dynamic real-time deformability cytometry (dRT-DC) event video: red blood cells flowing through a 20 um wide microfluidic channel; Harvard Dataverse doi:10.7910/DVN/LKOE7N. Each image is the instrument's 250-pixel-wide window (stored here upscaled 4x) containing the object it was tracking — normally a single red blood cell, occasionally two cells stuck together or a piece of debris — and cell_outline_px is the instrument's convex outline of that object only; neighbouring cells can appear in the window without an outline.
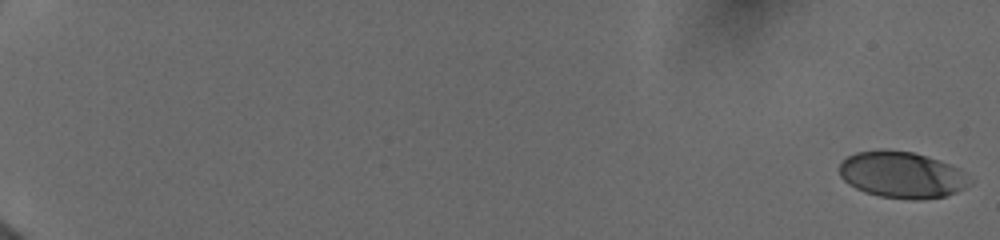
{"species": "human", "species_latin": "Homo sapiens", "temperature_condition": "cold", "stored_images_in_passage": 12, "camera_frame_rate_fps": 3000, "um_per_image_px": 0.085, "donor": {"sex": "female"}, "frame": {"image": 1, "passage_image": 1, "time_ms": 0.0, "image_size_px": [1000, 240], "cell_outline_px": [[972, 184], [956, 192], [944, 196], [880, 196], [864, 192], [848, 184], [840, 176], [840, 164], [848, 156], [856, 152], [880, 148], [884, 148], [912, 152], [948, 164], [956, 168]], "centroid_in_image_um": [76.56, 14.8], "position_along_channel_um": 8.4, "area_um2": 33.93}}
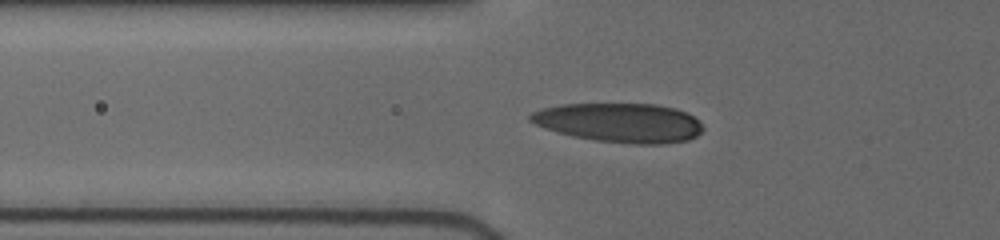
{"frame": {"image": 2, "passage_image": 9, "time_ms": 7.333, "image_size_px": [1000, 240], "cell_outline_px": [[704, 128], [696, 136], [688, 140], [660, 144], [636, 144], [596, 140], [572, 136], [544, 128], [528, 120], [528, 116], [532, 112], [540, 108], [560, 104], [656, 104], [676, 108], [692, 116]], "centroid_in_image_um": [52.63, 10.42], "position_along_channel_um": 73.2, "area_um2": 39.36}}
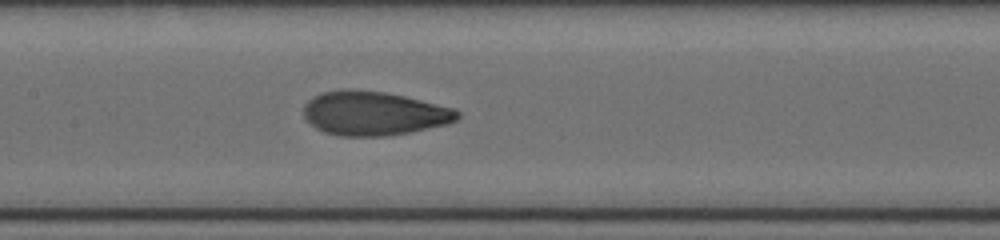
{"frame": {"image": 3, "passage_image": 12, "time_ms": 10.0, "image_size_px": [1000, 240], "cell_outline_px": [[460, 116], [456, 120], [448, 124], [408, 132], [384, 136], [340, 136], [324, 132], [316, 128], [304, 116], [304, 104], [312, 96], [320, 92], [344, 88], [352, 88], [384, 92], [404, 96], [452, 108], [460, 112]], "centroid_in_image_um": [31.73, 9.62], "position_along_channel_um": 175.7, "area_um2": 39.48}}